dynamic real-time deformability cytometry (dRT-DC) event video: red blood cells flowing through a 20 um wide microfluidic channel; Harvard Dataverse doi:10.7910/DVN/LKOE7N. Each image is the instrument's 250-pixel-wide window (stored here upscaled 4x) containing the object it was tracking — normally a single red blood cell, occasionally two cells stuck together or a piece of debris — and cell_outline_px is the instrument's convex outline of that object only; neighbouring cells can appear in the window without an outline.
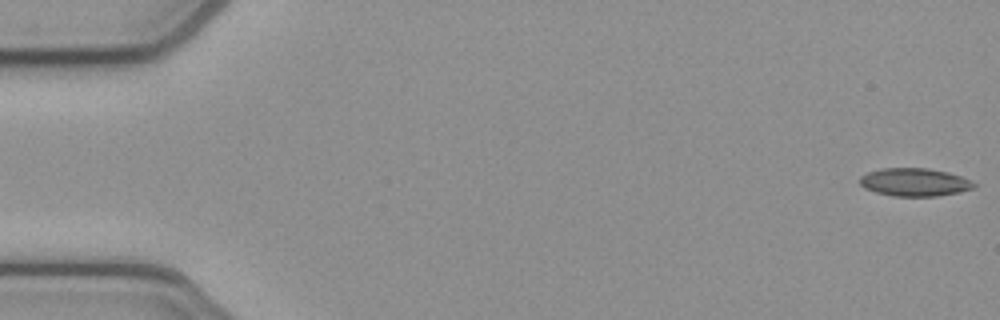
{"species": "common noctule bat (a hibernating species)", "species_latin": "Nyctalus noctula", "temperature_condition": "cold", "stored_images_in_passage": 53, "camera_frame_rate_fps": 3000, "um_per_image_px": 0.085, "animal": {"sex": "female", "body_mass_g": 21.9}, "frame": {"image": 1, "passage_image": 1, "time_ms": 0.0, "image_size_px": [1000, 320], "cell_outline_px": [[976, 184], [972, 188], [956, 192], [936, 196], [892, 196], [876, 192], [864, 188], [860, 184], [860, 176], [868, 172], [880, 168], [928, 168], [948, 172], [960, 176]], "centroid_in_image_um": [77.67, 15.48], "position_along_channel_um": 7.3, "area_um2": 18.44}}
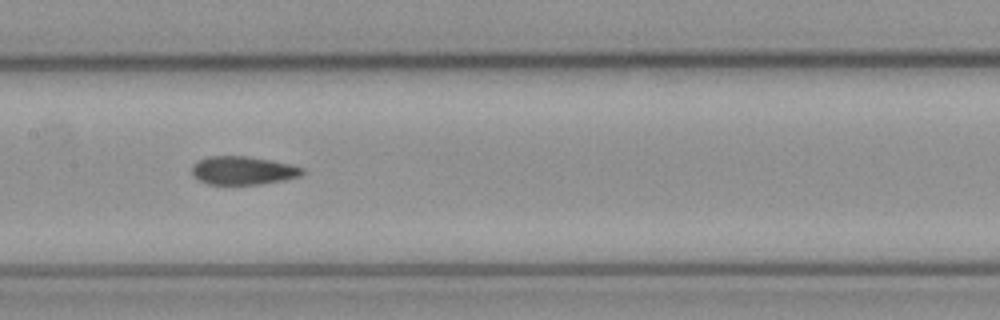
{"frame": {"image": 2, "passage_image": 26, "time_ms": 8.333, "image_size_px": [1000, 320], "cell_outline_px": [[304, 172], [300, 176], [284, 180], [260, 184], [208, 184], [192, 176], [192, 164], [196, 160], [208, 156], [248, 156], [288, 164], [304, 168]], "centroid_in_image_um": [20.6, 14.49], "position_along_channel_um": 186.8, "area_um2": 18.21}}
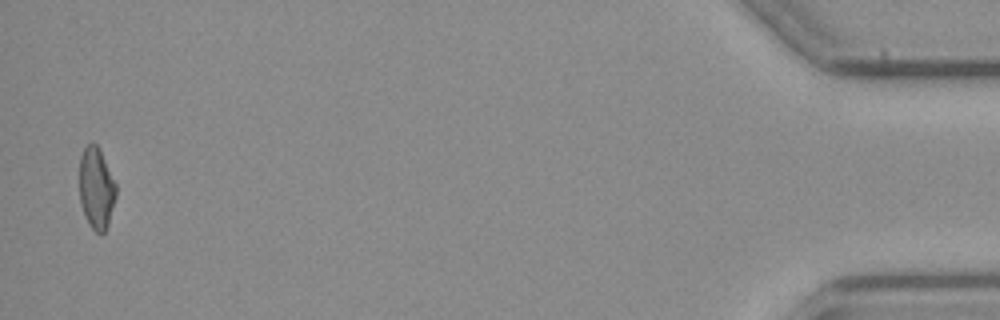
{"frame": {"image": 3, "passage_image": 52, "time_ms": 17.0, "image_size_px": [1000, 320], "cell_outline_px": [[116, 196], [108, 224], [104, 232], [100, 236], [88, 224], [84, 216], [80, 204], [80, 156], [84, 148], [92, 140], [100, 148], [116, 184]], "centroid_in_image_um": [8.18, 16.0], "position_along_channel_um": 427.0, "area_um2": 17.63}, "authors_computed_cell_mechanics": {"area_um2": 18.6116, "velocity_mm_per_s": 3.8775, "shape_relaxation_time_tau1_ms": null, "shape_relaxation_time_tau2_ms": 2.2649, "deformation_change_tau1": null, "deformation_change_tau2": 0.0761}}